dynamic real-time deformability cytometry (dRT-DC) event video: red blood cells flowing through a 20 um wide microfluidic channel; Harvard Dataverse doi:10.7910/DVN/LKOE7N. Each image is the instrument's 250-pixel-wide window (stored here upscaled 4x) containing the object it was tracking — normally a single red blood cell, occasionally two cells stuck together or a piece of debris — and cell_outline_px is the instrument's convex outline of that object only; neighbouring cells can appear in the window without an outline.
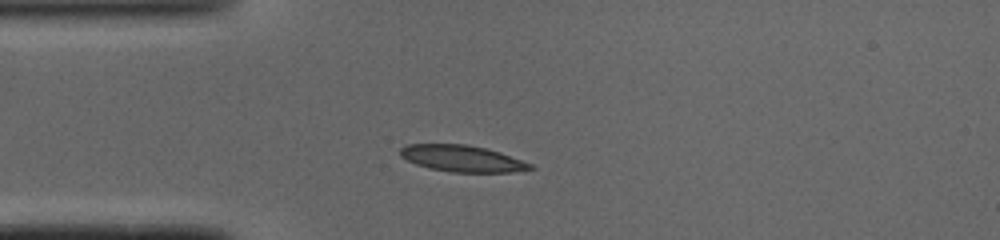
{"species": "common noctule bat (a hibernating species)", "species_latin": "Nyctalus noctula", "temperature_condition": "cold", "stored_images_in_passage": 37, "camera_frame_rate_fps": 3000, "um_per_image_px": 0.085, "animal": {"sex": "male", "body_mass_g": 19.0, "forearm_length_mm": 50.8}, "frame": {"image": 1, "passage_image": 1, "time_ms": 0.0, "image_size_px": [1000, 240], "cell_outline_px": [[536, 168], [512, 172], [452, 172], [428, 168], [416, 164], [400, 156], [400, 148], [404, 144], [468, 144], [500, 152], [532, 164]], "centroid_in_image_um": [39.26, 13.47], "position_along_channel_um": 45.7, "area_um2": 20.06}}
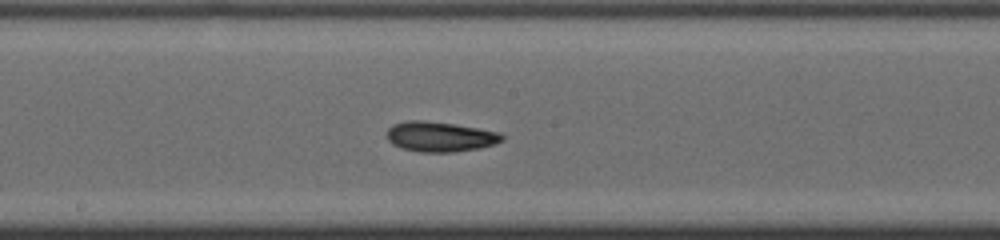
{"frame": {"image": 2, "passage_image": 14, "time_ms": 4.333, "image_size_px": [1000, 240], "cell_outline_px": [[504, 140], [496, 144], [480, 148], [452, 152], [420, 152], [400, 148], [392, 144], [388, 140], [388, 128], [392, 124], [408, 120], [420, 120], [452, 124], [500, 132], [504, 136]], "centroid_in_image_um": [37.4, 11.62], "position_along_channel_um": 210.8, "area_um2": 20.17}}
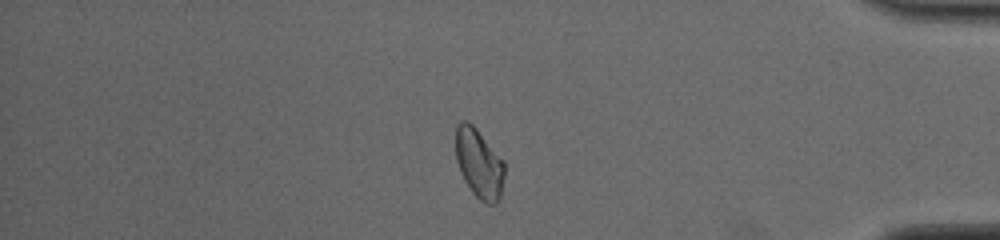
{"frame": {"image": 3, "passage_image": 30, "time_ms": 9.667, "image_size_px": [1000, 240], "cell_outline_px": [[504, 176], [500, 196], [496, 204], [484, 204], [472, 192], [464, 180], [460, 172], [456, 160], [456, 124], [460, 120], [468, 120], [476, 128], [504, 160]], "centroid_in_image_um": [40.71, 13.88], "position_along_channel_um": 394.5, "area_um2": 19.88}, "authors_computed_cell_mechanics": {"area_um2": 19.8254, "velocity_mm_per_s": 4.0845, "shape_relaxation_time_tau1_ms": 4.1179, "shape_relaxation_time_tau2_ms": 5.4557, "deformation_change_tau1": 0.1509, "deformation_change_tau2": 0.1074}}